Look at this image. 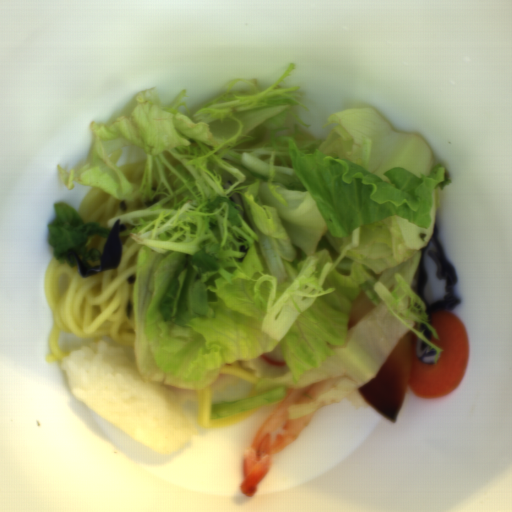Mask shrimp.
I'll list each match as a JSON object with an SVG mask.
<instances>
[{
	"label": "shrimp",
	"mask_w": 512,
	"mask_h": 512,
	"mask_svg": "<svg viewBox=\"0 0 512 512\" xmlns=\"http://www.w3.org/2000/svg\"><path fill=\"white\" fill-rule=\"evenodd\" d=\"M343 378L337 375L317 385L288 389L285 397L276 402L275 408L266 416L250 446L244 451L241 466L243 480L240 484L242 495L254 496L258 484L269 473L276 454L300 436L320 409L301 418L290 419L291 405L316 399L340 384Z\"/></svg>",
	"instance_id": "obj_1"
}]
</instances>
